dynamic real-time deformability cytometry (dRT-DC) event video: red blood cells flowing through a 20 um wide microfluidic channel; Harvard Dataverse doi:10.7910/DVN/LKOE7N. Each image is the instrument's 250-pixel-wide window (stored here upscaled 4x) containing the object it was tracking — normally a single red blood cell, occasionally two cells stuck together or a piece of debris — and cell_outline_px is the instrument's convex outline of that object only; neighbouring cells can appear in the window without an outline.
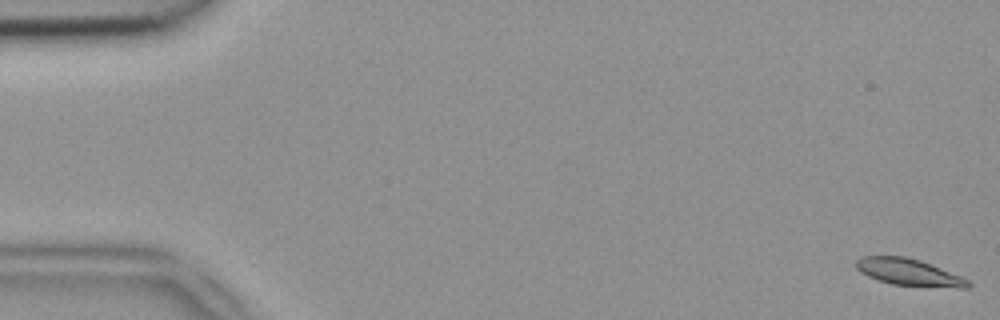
{"species": "common noctule bat (a hibernating species)", "species_latin": "Nyctalus noctula", "temperature_condition": "room temperature", "stored_images_in_passage": 52, "camera_frame_rate_fps": 3000, "um_per_image_px": 0.085, "animal": {"sex": "female", "body_mass_g": 18.4}, "frame": {"image": 1, "passage_image": 1, "time_ms": 0.0, "image_size_px": [1000, 320], "cell_outline_px": [[972, 284], [968, 288], [960, 288], [892, 284], [868, 276], [860, 272], [856, 268], [856, 260], [860, 256], [904, 256], [920, 260], [960, 276], [968, 280]], "centroid_in_image_um": [77.23, 23.13], "position_along_channel_um": 7.8, "area_um2": 17.28}}
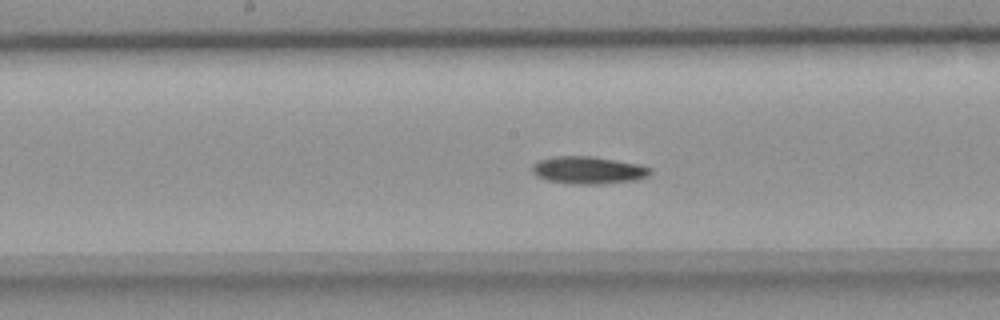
{"frame": {"image": 2, "passage_image": 27, "time_ms": 8.667, "image_size_px": [1000, 320], "cell_outline_px": [[652, 172], [648, 176], [632, 180], [604, 184], [568, 184], [548, 180], [536, 176], [532, 172], [532, 164], [536, 160], [552, 156], [592, 156], [636, 164], [652, 168]], "centroid_in_image_um": [49.94, 14.46], "position_along_channel_um": 198.3, "area_um2": 18.96}}
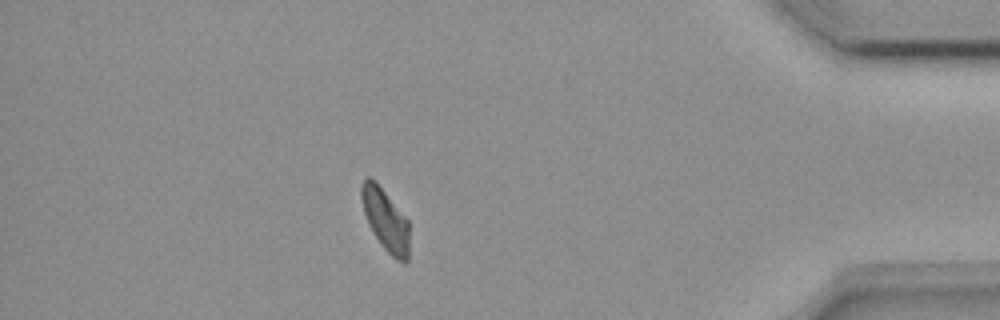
{"frame": {"image": 3, "passage_image": 46, "time_ms": 15.0, "image_size_px": [1000, 320], "cell_outline_px": [[408, 260], [404, 264], [396, 260], [380, 244], [372, 232], [368, 224], [364, 212], [360, 196], [360, 184], [368, 176], [376, 180], [408, 220]], "centroid_in_image_um": [32.74, 18.67], "position_along_channel_um": 402.5, "area_um2": 17.46}, "authors_computed_cell_mechanics": {"area_um2": 18.3515, "velocity_mm_per_s": 3.8952, "shape_relaxation_time_tau1_ms": 6.6806, "shape_relaxation_time_tau2_ms": null, "deformation_change_tau1": 0.1532, "deformation_change_tau2": null}}